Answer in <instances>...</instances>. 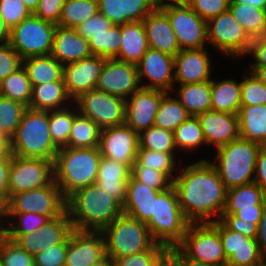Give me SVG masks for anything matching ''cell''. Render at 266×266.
I'll use <instances>...</instances> for the list:
<instances>
[{
	"mask_svg": "<svg viewBox=\"0 0 266 266\" xmlns=\"http://www.w3.org/2000/svg\"><path fill=\"white\" fill-rule=\"evenodd\" d=\"M30 14L22 0H0V18L9 30Z\"/></svg>",
	"mask_w": 266,
	"mask_h": 266,
	"instance_id": "f5cc1de1",
	"label": "cell"
},
{
	"mask_svg": "<svg viewBox=\"0 0 266 266\" xmlns=\"http://www.w3.org/2000/svg\"><path fill=\"white\" fill-rule=\"evenodd\" d=\"M173 187L184 217L190 223L212 222L221 218L227 188L210 161L203 159L184 167L175 176ZM213 216L219 218L211 220Z\"/></svg>",
	"mask_w": 266,
	"mask_h": 266,
	"instance_id": "6da1fadb",
	"label": "cell"
},
{
	"mask_svg": "<svg viewBox=\"0 0 266 266\" xmlns=\"http://www.w3.org/2000/svg\"><path fill=\"white\" fill-rule=\"evenodd\" d=\"M66 211V198L55 181L38 189L13 195L5 206V213H35L49 219Z\"/></svg>",
	"mask_w": 266,
	"mask_h": 266,
	"instance_id": "7c38bea8",
	"label": "cell"
},
{
	"mask_svg": "<svg viewBox=\"0 0 266 266\" xmlns=\"http://www.w3.org/2000/svg\"><path fill=\"white\" fill-rule=\"evenodd\" d=\"M9 39V29L0 18V42H6Z\"/></svg>",
	"mask_w": 266,
	"mask_h": 266,
	"instance_id": "2a66077c",
	"label": "cell"
},
{
	"mask_svg": "<svg viewBox=\"0 0 266 266\" xmlns=\"http://www.w3.org/2000/svg\"><path fill=\"white\" fill-rule=\"evenodd\" d=\"M169 93L167 92L160 102L155 116L154 126L174 131L190 115L179 100L171 97Z\"/></svg>",
	"mask_w": 266,
	"mask_h": 266,
	"instance_id": "f35d334b",
	"label": "cell"
},
{
	"mask_svg": "<svg viewBox=\"0 0 266 266\" xmlns=\"http://www.w3.org/2000/svg\"><path fill=\"white\" fill-rule=\"evenodd\" d=\"M209 57L206 48L180 50L174 56V83L184 85L212 80Z\"/></svg>",
	"mask_w": 266,
	"mask_h": 266,
	"instance_id": "603a6c76",
	"label": "cell"
},
{
	"mask_svg": "<svg viewBox=\"0 0 266 266\" xmlns=\"http://www.w3.org/2000/svg\"><path fill=\"white\" fill-rule=\"evenodd\" d=\"M230 0H189L190 8L202 19H210L228 10Z\"/></svg>",
	"mask_w": 266,
	"mask_h": 266,
	"instance_id": "db71d44e",
	"label": "cell"
},
{
	"mask_svg": "<svg viewBox=\"0 0 266 266\" xmlns=\"http://www.w3.org/2000/svg\"><path fill=\"white\" fill-rule=\"evenodd\" d=\"M67 244H57L34 256L35 266H65Z\"/></svg>",
	"mask_w": 266,
	"mask_h": 266,
	"instance_id": "680465c9",
	"label": "cell"
},
{
	"mask_svg": "<svg viewBox=\"0 0 266 266\" xmlns=\"http://www.w3.org/2000/svg\"><path fill=\"white\" fill-rule=\"evenodd\" d=\"M228 9L252 39L266 35L265 9L242 3H229Z\"/></svg>",
	"mask_w": 266,
	"mask_h": 266,
	"instance_id": "d590c367",
	"label": "cell"
},
{
	"mask_svg": "<svg viewBox=\"0 0 266 266\" xmlns=\"http://www.w3.org/2000/svg\"><path fill=\"white\" fill-rule=\"evenodd\" d=\"M105 58L91 55L63 66V80L72 100L96 88Z\"/></svg>",
	"mask_w": 266,
	"mask_h": 266,
	"instance_id": "44dd1931",
	"label": "cell"
},
{
	"mask_svg": "<svg viewBox=\"0 0 266 266\" xmlns=\"http://www.w3.org/2000/svg\"><path fill=\"white\" fill-rule=\"evenodd\" d=\"M122 41V25H114L105 33L94 34L88 40L92 55L115 58Z\"/></svg>",
	"mask_w": 266,
	"mask_h": 266,
	"instance_id": "b9f144b4",
	"label": "cell"
},
{
	"mask_svg": "<svg viewBox=\"0 0 266 266\" xmlns=\"http://www.w3.org/2000/svg\"><path fill=\"white\" fill-rule=\"evenodd\" d=\"M140 85L135 64L105 58L95 89L126 100Z\"/></svg>",
	"mask_w": 266,
	"mask_h": 266,
	"instance_id": "2e32d148",
	"label": "cell"
},
{
	"mask_svg": "<svg viewBox=\"0 0 266 266\" xmlns=\"http://www.w3.org/2000/svg\"><path fill=\"white\" fill-rule=\"evenodd\" d=\"M0 264L2 266H35L34 256L0 234Z\"/></svg>",
	"mask_w": 266,
	"mask_h": 266,
	"instance_id": "c3c4849f",
	"label": "cell"
},
{
	"mask_svg": "<svg viewBox=\"0 0 266 266\" xmlns=\"http://www.w3.org/2000/svg\"><path fill=\"white\" fill-rule=\"evenodd\" d=\"M241 86L235 79L211 80V109L238 114L241 106Z\"/></svg>",
	"mask_w": 266,
	"mask_h": 266,
	"instance_id": "836d02e7",
	"label": "cell"
},
{
	"mask_svg": "<svg viewBox=\"0 0 266 266\" xmlns=\"http://www.w3.org/2000/svg\"><path fill=\"white\" fill-rule=\"evenodd\" d=\"M161 9L168 15L181 50L205 48L208 43L207 22L188 4H172Z\"/></svg>",
	"mask_w": 266,
	"mask_h": 266,
	"instance_id": "5bb4252c",
	"label": "cell"
},
{
	"mask_svg": "<svg viewBox=\"0 0 266 266\" xmlns=\"http://www.w3.org/2000/svg\"><path fill=\"white\" fill-rule=\"evenodd\" d=\"M9 140L0 135V158H11Z\"/></svg>",
	"mask_w": 266,
	"mask_h": 266,
	"instance_id": "8c879c8a",
	"label": "cell"
},
{
	"mask_svg": "<svg viewBox=\"0 0 266 266\" xmlns=\"http://www.w3.org/2000/svg\"><path fill=\"white\" fill-rule=\"evenodd\" d=\"M179 86L176 97L190 116H197L211 109V80Z\"/></svg>",
	"mask_w": 266,
	"mask_h": 266,
	"instance_id": "e575fe53",
	"label": "cell"
},
{
	"mask_svg": "<svg viewBox=\"0 0 266 266\" xmlns=\"http://www.w3.org/2000/svg\"><path fill=\"white\" fill-rule=\"evenodd\" d=\"M0 95L29 106L32 85L23 66L0 81Z\"/></svg>",
	"mask_w": 266,
	"mask_h": 266,
	"instance_id": "ab89813d",
	"label": "cell"
},
{
	"mask_svg": "<svg viewBox=\"0 0 266 266\" xmlns=\"http://www.w3.org/2000/svg\"><path fill=\"white\" fill-rule=\"evenodd\" d=\"M230 3L249 4L251 6L266 10V0H230Z\"/></svg>",
	"mask_w": 266,
	"mask_h": 266,
	"instance_id": "753ad0ef",
	"label": "cell"
},
{
	"mask_svg": "<svg viewBox=\"0 0 266 266\" xmlns=\"http://www.w3.org/2000/svg\"><path fill=\"white\" fill-rule=\"evenodd\" d=\"M68 105L64 108L49 111V131L53 142L59 147H64L71 133L76 110H69Z\"/></svg>",
	"mask_w": 266,
	"mask_h": 266,
	"instance_id": "60d3db41",
	"label": "cell"
},
{
	"mask_svg": "<svg viewBox=\"0 0 266 266\" xmlns=\"http://www.w3.org/2000/svg\"><path fill=\"white\" fill-rule=\"evenodd\" d=\"M73 226L67 211L61 216L50 219L35 232L26 235H4L31 256L57 245L68 244Z\"/></svg>",
	"mask_w": 266,
	"mask_h": 266,
	"instance_id": "9a60e30c",
	"label": "cell"
},
{
	"mask_svg": "<svg viewBox=\"0 0 266 266\" xmlns=\"http://www.w3.org/2000/svg\"><path fill=\"white\" fill-rule=\"evenodd\" d=\"M173 133L176 149L193 150L206 144L197 116H189Z\"/></svg>",
	"mask_w": 266,
	"mask_h": 266,
	"instance_id": "ee69618b",
	"label": "cell"
},
{
	"mask_svg": "<svg viewBox=\"0 0 266 266\" xmlns=\"http://www.w3.org/2000/svg\"><path fill=\"white\" fill-rule=\"evenodd\" d=\"M101 232L106 255L113 260L147 251L157 243L146 223L124 213Z\"/></svg>",
	"mask_w": 266,
	"mask_h": 266,
	"instance_id": "52a82bcc",
	"label": "cell"
},
{
	"mask_svg": "<svg viewBox=\"0 0 266 266\" xmlns=\"http://www.w3.org/2000/svg\"><path fill=\"white\" fill-rule=\"evenodd\" d=\"M190 222L184 217L173 185L153 199V215L146 222L153 239L166 247L177 246Z\"/></svg>",
	"mask_w": 266,
	"mask_h": 266,
	"instance_id": "8992f818",
	"label": "cell"
},
{
	"mask_svg": "<svg viewBox=\"0 0 266 266\" xmlns=\"http://www.w3.org/2000/svg\"><path fill=\"white\" fill-rule=\"evenodd\" d=\"M264 210L237 211L235 214H222V223H254L258 226Z\"/></svg>",
	"mask_w": 266,
	"mask_h": 266,
	"instance_id": "6125c7cd",
	"label": "cell"
},
{
	"mask_svg": "<svg viewBox=\"0 0 266 266\" xmlns=\"http://www.w3.org/2000/svg\"><path fill=\"white\" fill-rule=\"evenodd\" d=\"M106 256L101 231L73 229L69 235L65 266H90Z\"/></svg>",
	"mask_w": 266,
	"mask_h": 266,
	"instance_id": "ffe728a7",
	"label": "cell"
},
{
	"mask_svg": "<svg viewBox=\"0 0 266 266\" xmlns=\"http://www.w3.org/2000/svg\"><path fill=\"white\" fill-rule=\"evenodd\" d=\"M265 209L266 193L255 182H252L227 189L226 204L222 214Z\"/></svg>",
	"mask_w": 266,
	"mask_h": 266,
	"instance_id": "f1b7e54d",
	"label": "cell"
},
{
	"mask_svg": "<svg viewBox=\"0 0 266 266\" xmlns=\"http://www.w3.org/2000/svg\"><path fill=\"white\" fill-rule=\"evenodd\" d=\"M90 266H115V264H114V260L106 255L99 262L91 264Z\"/></svg>",
	"mask_w": 266,
	"mask_h": 266,
	"instance_id": "09005b40",
	"label": "cell"
},
{
	"mask_svg": "<svg viewBox=\"0 0 266 266\" xmlns=\"http://www.w3.org/2000/svg\"><path fill=\"white\" fill-rule=\"evenodd\" d=\"M248 71L253 73L263 84L266 85V66H251Z\"/></svg>",
	"mask_w": 266,
	"mask_h": 266,
	"instance_id": "2644e50d",
	"label": "cell"
},
{
	"mask_svg": "<svg viewBox=\"0 0 266 266\" xmlns=\"http://www.w3.org/2000/svg\"><path fill=\"white\" fill-rule=\"evenodd\" d=\"M208 145L216 148L241 138L238 114L208 110L197 115Z\"/></svg>",
	"mask_w": 266,
	"mask_h": 266,
	"instance_id": "7402d4cb",
	"label": "cell"
},
{
	"mask_svg": "<svg viewBox=\"0 0 266 266\" xmlns=\"http://www.w3.org/2000/svg\"><path fill=\"white\" fill-rule=\"evenodd\" d=\"M25 69L32 86L63 80V65L51 54L23 59Z\"/></svg>",
	"mask_w": 266,
	"mask_h": 266,
	"instance_id": "d6a6232c",
	"label": "cell"
},
{
	"mask_svg": "<svg viewBox=\"0 0 266 266\" xmlns=\"http://www.w3.org/2000/svg\"><path fill=\"white\" fill-rule=\"evenodd\" d=\"M98 12V0H66L57 25L75 28Z\"/></svg>",
	"mask_w": 266,
	"mask_h": 266,
	"instance_id": "74e56055",
	"label": "cell"
},
{
	"mask_svg": "<svg viewBox=\"0 0 266 266\" xmlns=\"http://www.w3.org/2000/svg\"><path fill=\"white\" fill-rule=\"evenodd\" d=\"M139 148L152 151L175 152L174 133L159 127H149L139 134Z\"/></svg>",
	"mask_w": 266,
	"mask_h": 266,
	"instance_id": "bcb514c9",
	"label": "cell"
},
{
	"mask_svg": "<svg viewBox=\"0 0 266 266\" xmlns=\"http://www.w3.org/2000/svg\"><path fill=\"white\" fill-rule=\"evenodd\" d=\"M10 153L23 158L55 161L59 147L49 131V111L27 108L9 140Z\"/></svg>",
	"mask_w": 266,
	"mask_h": 266,
	"instance_id": "277c9868",
	"label": "cell"
},
{
	"mask_svg": "<svg viewBox=\"0 0 266 266\" xmlns=\"http://www.w3.org/2000/svg\"><path fill=\"white\" fill-rule=\"evenodd\" d=\"M177 247L188 257L215 266H227L218 229L211 223H190Z\"/></svg>",
	"mask_w": 266,
	"mask_h": 266,
	"instance_id": "9c48e42d",
	"label": "cell"
},
{
	"mask_svg": "<svg viewBox=\"0 0 266 266\" xmlns=\"http://www.w3.org/2000/svg\"><path fill=\"white\" fill-rule=\"evenodd\" d=\"M207 33V44L231 58L247 54L253 40L229 9L207 22Z\"/></svg>",
	"mask_w": 266,
	"mask_h": 266,
	"instance_id": "8fae6325",
	"label": "cell"
},
{
	"mask_svg": "<svg viewBox=\"0 0 266 266\" xmlns=\"http://www.w3.org/2000/svg\"><path fill=\"white\" fill-rule=\"evenodd\" d=\"M148 48L143 21L122 24V41L115 59L136 65Z\"/></svg>",
	"mask_w": 266,
	"mask_h": 266,
	"instance_id": "f546056e",
	"label": "cell"
},
{
	"mask_svg": "<svg viewBox=\"0 0 266 266\" xmlns=\"http://www.w3.org/2000/svg\"><path fill=\"white\" fill-rule=\"evenodd\" d=\"M256 241L262 259H266V209L263 211L261 220L258 223Z\"/></svg>",
	"mask_w": 266,
	"mask_h": 266,
	"instance_id": "a7ac6f4b",
	"label": "cell"
},
{
	"mask_svg": "<svg viewBox=\"0 0 266 266\" xmlns=\"http://www.w3.org/2000/svg\"><path fill=\"white\" fill-rule=\"evenodd\" d=\"M166 246L156 243L151 249L114 260L115 266H153L157 255Z\"/></svg>",
	"mask_w": 266,
	"mask_h": 266,
	"instance_id": "9f6ffc18",
	"label": "cell"
},
{
	"mask_svg": "<svg viewBox=\"0 0 266 266\" xmlns=\"http://www.w3.org/2000/svg\"><path fill=\"white\" fill-rule=\"evenodd\" d=\"M27 109L24 104L0 95V135L8 140L14 135Z\"/></svg>",
	"mask_w": 266,
	"mask_h": 266,
	"instance_id": "f6af8a7d",
	"label": "cell"
},
{
	"mask_svg": "<svg viewBox=\"0 0 266 266\" xmlns=\"http://www.w3.org/2000/svg\"><path fill=\"white\" fill-rule=\"evenodd\" d=\"M228 229L256 239L258 226L254 223H223Z\"/></svg>",
	"mask_w": 266,
	"mask_h": 266,
	"instance_id": "89a4df30",
	"label": "cell"
},
{
	"mask_svg": "<svg viewBox=\"0 0 266 266\" xmlns=\"http://www.w3.org/2000/svg\"><path fill=\"white\" fill-rule=\"evenodd\" d=\"M114 25L107 17L98 12L79 24L75 29L85 40H89L92 35L105 33Z\"/></svg>",
	"mask_w": 266,
	"mask_h": 266,
	"instance_id": "6f0895ef",
	"label": "cell"
},
{
	"mask_svg": "<svg viewBox=\"0 0 266 266\" xmlns=\"http://www.w3.org/2000/svg\"><path fill=\"white\" fill-rule=\"evenodd\" d=\"M24 5L28 8L31 13H34L39 5L40 0H22Z\"/></svg>",
	"mask_w": 266,
	"mask_h": 266,
	"instance_id": "b9fcfbb0",
	"label": "cell"
},
{
	"mask_svg": "<svg viewBox=\"0 0 266 266\" xmlns=\"http://www.w3.org/2000/svg\"><path fill=\"white\" fill-rule=\"evenodd\" d=\"M262 260L256 239L247 237L227 259V266H252Z\"/></svg>",
	"mask_w": 266,
	"mask_h": 266,
	"instance_id": "f907efd6",
	"label": "cell"
},
{
	"mask_svg": "<svg viewBox=\"0 0 266 266\" xmlns=\"http://www.w3.org/2000/svg\"><path fill=\"white\" fill-rule=\"evenodd\" d=\"M254 182L266 193V145H261L257 155Z\"/></svg>",
	"mask_w": 266,
	"mask_h": 266,
	"instance_id": "03108f58",
	"label": "cell"
},
{
	"mask_svg": "<svg viewBox=\"0 0 266 266\" xmlns=\"http://www.w3.org/2000/svg\"><path fill=\"white\" fill-rule=\"evenodd\" d=\"M69 101L74 102L68 95L64 81H52L32 86V97L27 108L50 111L64 108Z\"/></svg>",
	"mask_w": 266,
	"mask_h": 266,
	"instance_id": "4dcf8cb0",
	"label": "cell"
},
{
	"mask_svg": "<svg viewBox=\"0 0 266 266\" xmlns=\"http://www.w3.org/2000/svg\"><path fill=\"white\" fill-rule=\"evenodd\" d=\"M56 27L57 24L31 13L9 30L8 42L22 59L50 55Z\"/></svg>",
	"mask_w": 266,
	"mask_h": 266,
	"instance_id": "ba28073f",
	"label": "cell"
},
{
	"mask_svg": "<svg viewBox=\"0 0 266 266\" xmlns=\"http://www.w3.org/2000/svg\"><path fill=\"white\" fill-rule=\"evenodd\" d=\"M243 77L240 81L241 105H266V85L249 71Z\"/></svg>",
	"mask_w": 266,
	"mask_h": 266,
	"instance_id": "681fc988",
	"label": "cell"
},
{
	"mask_svg": "<svg viewBox=\"0 0 266 266\" xmlns=\"http://www.w3.org/2000/svg\"><path fill=\"white\" fill-rule=\"evenodd\" d=\"M75 103L77 112L91 119L101 129L125 123V99L122 97L93 89L80 95L74 100Z\"/></svg>",
	"mask_w": 266,
	"mask_h": 266,
	"instance_id": "4fadbf2b",
	"label": "cell"
},
{
	"mask_svg": "<svg viewBox=\"0 0 266 266\" xmlns=\"http://www.w3.org/2000/svg\"><path fill=\"white\" fill-rule=\"evenodd\" d=\"M219 231L223 250L228 259L244 243L247 236L228 229L219 219L211 222Z\"/></svg>",
	"mask_w": 266,
	"mask_h": 266,
	"instance_id": "91938a15",
	"label": "cell"
},
{
	"mask_svg": "<svg viewBox=\"0 0 266 266\" xmlns=\"http://www.w3.org/2000/svg\"><path fill=\"white\" fill-rule=\"evenodd\" d=\"M247 54L255 59L251 66H266V35L254 38Z\"/></svg>",
	"mask_w": 266,
	"mask_h": 266,
	"instance_id": "e7e4bbea",
	"label": "cell"
},
{
	"mask_svg": "<svg viewBox=\"0 0 266 266\" xmlns=\"http://www.w3.org/2000/svg\"><path fill=\"white\" fill-rule=\"evenodd\" d=\"M22 61L8 41L0 42V81L21 68Z\"/></svg>",
	"mask_w": 266,
	"mask_h": 266,
	"instance_id": "11a10c76",
	"label": "cell"
},
{
	"mask_svg": "<svg viewBox=\"0 0 266 266\" xmlns=\"http://www.w3.org/2000/svg\"><path fill=\"white\" fill-rule=\"evenodd\" d=\"M166 93L163 90L143 87L133 92L125 100V124L138 134L154 126L156 113Z\"/></svg>",
	"mask_w": 266,
	"mask_h": 266,
	"instance_id": "e0dca14e",
	"label": "cell"
},
{
	"mask_svg": "<svg viewBox=\"0 0 266 266\" xmlns=\"http://www.w3.org/2000/svg\"><path fill=\"white\" fill-rule=\"evenodd\" d=\"M142 21L149 48L172 56L181 50L168 15L161 8H155Z\"/></svg>",
	"mask_w": 266,
	"mask_h": 266,
	"instance_id": "cb8c5ba5",
	"label": "cell"
},
{
	"mask_svg": "<svg viewBox=\"0 0 266 266\" xmlns=\"http://www.w3.org/2000/svg\"><path fill=\"white\" fill-rule=\"evenodd\" d=\"M101 128L79 112L74 117L69 141L65 145L71 148H97L100 144Z\"/></svg>",
	"mask_w": 266,
	"mask_h": 266,
	"instance_id": "8d00e7d4",
	"label": "cell"
},
{
	"mask_svg": "<svg viewBox=\"0 0 266 266\" xmlns=\"http://www.w3.org/2000/svg\"><path fill=\"white\" fill-rule=\"evenodd\" d=\"M238 118L242 139L266 145V105H241Z\"/></svg>",
	"mask_w": 266,
	"mask_h": 266,
	"instance_id": "1f68e13d",
	"label": "cell"
},
{
	"mask_svg": "<svg viewBox=\"0 0 266 266\" xmlns=\"http://www.w3.org/2000/svg\"><path fill=\"white\" fill-rule=\"evenodd\" d=\"M159 192L131 175L127 183L123 213L146 223L153 215V199Z\"/></svg>",
	"mask_w": 266,
	"mask_h": 266,
	"instance_id": "83f0119b",
	"label": "cell"
},
{
	"mask_svg": "<svg viewBox=\"0 0 266 266\" xmlns=\"http://www.w3.org/2000/svg\"><path fill=\"white\" fill-rule=\"evenodd\" d=\"M65 1L66 0H40L34 14L43 20L57 24Z\"/></svg>",
	"mask_w": 266,
	"mask_h": 266,
	"instance_id": "94428289",
	"label": "cell"
},
{
	"mask_svg": "<svg viewBox=\"0 0 266 266\" xmlns=\"http://www.w3.org/2000/svg\"><path fill=\"white\" fill-rule=\"evenodd\" d=\"M136 67L139 83L143 82V78L150 81L148 85L141 84V87L159 89L170 93L175 89L174 56L148 48Z\"/></svg>",
	"mask_w": 266,
	"mask_h": 266,
	"instance_id": "d6986e66",
	"label": "cell"
},
{
	"mask_svg": "<svg viewBox=\"0 0 266 266\" xmlns=\"http://www.w3.org/2000/svg\"><path fill=\"white\" fill-rule=\"evenodd\" d=\"M260 148L261 144L242 138L217 148L215 161L210 163L216 168L227 189L254 182Z\"/></svg>",
	"mask_w": 266,
	"mask_h": 266,
	"instance_id": "5b68a950",
	"label": "cell"
},
{
	"mask_svg": "<svg viewBox=\"0 0 266 266\" xmlns=\"http://www.w3.org/2000/svg\"><path fill=\"white\" fill-rule=\"evenodd\" d=\"M54 181V161L11 155L8 201L15 194L51 185Z\"/></svg>",
	"mask_w": 266,
	"mask_h": 266,
	"instance_id": "30bf717a",
	"label": "cell"
},
{
	"mask_svg": "<svg viewBox=\"0 0 266 266\" xmlns=\"http://www.w3.org/2000/svg\"><path fill=\"white\" fill-rule=\"evenodd\" d=\"M51 55L64 66L90 57L92 54L88 40L79 35L75 28L57 25Z\"/></svg>",
	"mask_w": 266,
	"mask_h": 266,
	"instance_id": "d4e9b609",
	"label": "cell"
},
{
	"mask_svg": "<svg viewBox=\"0 0 266 266\" xmlns=\"http://www.w3.org/2000/svg\"><path fill=\"white\" fill-rule=\"evenodd\" d=\"M11 158H0V202L8 203V179Z\"/></svg>",
	"mask_w": 266,
	"mask_h": 266,
	"instance_id": "003e7915",
	"label": "cell"
},
{
	"mask_svg": "<svg viewBox=\"0 0 266 266\" xmlns=\"http://www.w3.org/2000/svg\"><path fill=\"white\" fill-rule=\"evenodd\" d=\"M169 2L166 3L165 0H153V3L155 5V8H163L168 5H179V4H188L189 0H168ZM173 2V3H172Z\"/></svg>",
	"mask_w": 266,
	"mask_h": 266,
	"instance_id": "11e5206c",
	"label": "cell"
},
{
	"mask_svg": "<svg viewBox=\"0 0 266 266\" xmlns=\"http://www.w3.org/2000/svg\"><path fill=\"white\" fill-rule=\"evenodd\" d=\"M139 148V134L127 124L104 128L100 134V154L132 168Z\"/></svg>",
	"mask_w": 266,
	"mask_h": 266,
	"instance_id": "ac0fdd59",
	"label": "cell"
},
{
	"mask_svg": "<svg viewBox=\"0 0 266 266\" xmlns=\"http://www.w3.org/2000/svg\"><path fill=\"white\" fill-rule=\"evenodd\" d=\"M131 175L158 191L166 190L173 185V181L165 173L145 166H132Z\"/></svg>",
	"mask_w": 266,
	"mask_h": 266,
	"instance_id": "816d5d0a",
	"label": "cell"
},
{
	"mask_svg": "<svg viewBox=\"0 0 266 266\" xmlns=\"http://www.w3.org/2000/svg\"><path fill=\"white\" fill-rule=\"evenodd\" d=\"M8 217L15 218L16 222L12 223L7 227L5 226L3 235H26L35 232L37 229L45 225L50 219L47 216L35 213H5V219ZM19 222V223H18ZM14 223V224H13Z\"/></svg>",
	"mask_w": 266,
	"mask_h": 266,
	"instance_id": "7dc6e473",
	"label": "cell"
},
{
	"mask_svg": "<svg viewBox=\"0 0 266 266\" xmlns=\"http://www.w3.org/2000/svg\"><path fill=\"white\" fill-rule=\"evenodd\" d=\"M5 217V206L0 202V220H2V218ZM5 224H2V222L0 221V234H3L4 231V226Z\"/></svg>",
	"mask_w": 266,
	"mask_h": 266,
	"instance_id": "979ff035",
	"label": "cell"
},
{
	"mask_svg": "<svg viewBox=\"0 0 266 266\" xmlns=\"http://www.w3.org/2000/svg\"><path fill=\"white\" fill-rule=\"evenodd\" d=\"M130 176L131 168L128 165L101 156L95 184L123 206Z\"/></svg>",
	"mask_w": 266,
	"mask_h": 266,
	"instance_id": "484cf974",
	"label": "cell"
},
{
	"mask_svg": "<svg viewBox=\"0 0 266 266\" xmlns=\"http://www.w3.org/2000/svg\"><path fill=\"white\" fill-rule=\"evenodd\" d=\"M182 262L183 266H215L199 260H195L193 258H188L183 252H182Z\"/></svg>",
	"mask_w": 266,
	"mask_h": 266,
	"instance_id": "34e18365",
	"label": "cell"
},
{
	"mask_svg": "<svg viewBox=\"0 0 266 266\" xmlns=\"http://www.w3.org/2000/svg\"><path fill=\"white\" fill-rule=\"evenodd\" d=\"M252 266H266V259H262L259 263L254 264Z\"/></svg>",
	"mask_w": 266,
	"mask_h": 266,
	"instance_id": "deb4b68c",
	"label": "cell"
},
{
	"mask_svg": "<svg viewBox=\"0 0 266 266\" xmlns=\"http://www.w3.org/2000/svg\"><path fill=\"white\" fill-rule=\"evenodd\" d=\"M73 229L102 231L123 213V206L96 184L77 189L66 198Z\"/></svg>",
	"mask_w": 266,
	"mask_h": 266,
	"instance_id": "7a4b0ae2",
	"label": "cell"
},
{
	"mask_svg": "<svg viewBox=\"0 0 266 266\" xmlns=\"http://www.w3.org/2000/svg\"><path fill=\"white\" fill-rule=\"evenodd\" d=\"M99 13L113 24L142 21L154 9L153 0H98Z\"/></svg>",
	"mask_w": 266,
	"mask_h": 266,
	"instance_id": "4316f807",
	"label": "cell"
},
{
	"mask_svg": "<svg viewBox=\"0 0 266 266\" xmlns=\"http://www.w3.org/2000/svg\"><path fill=\"white\" fill-rule=\"evenodd\" d=\"M153 266H183L182 251L177 246L165 247L157 255Z\"/></svg>",
	"mask_w": 266,
	"mask_h": 266,
	"instance_id": "be15d7a7",
	"label": "cell"
},
{
	"mask_svg": "<svg viewBox=\"0 0 266 266\" xmlns=\"http://www.w3.org/2000/svg\"><path fill=\"white\" fill-rule=\"evenodd\" d=\"M101 156L99 147L59 149L54 161L55 183L65 198L96 183Z\"/></svg>",
	"mask_w": 266,
	"mask_h": 266,
	"instance_id": "3957f363",
	"label": "cell"
},
{
	"mask_svg": "<svg viewBox=\"0 0 266 266\" xmlns=\"http://www.w3.org/2000/svg\"><path fill=\"white\" fill-rule=\"evenodd\" d=\"M173 152L152 151L146 148H138L133 166H145L165 173L172 181L176 164Z\"/></svg>",
	"mask_w": 266,
	"mask_h": 266,
	"instance_id": "7bdbcfd3",
	"label": "cell"
}]
</instances>
